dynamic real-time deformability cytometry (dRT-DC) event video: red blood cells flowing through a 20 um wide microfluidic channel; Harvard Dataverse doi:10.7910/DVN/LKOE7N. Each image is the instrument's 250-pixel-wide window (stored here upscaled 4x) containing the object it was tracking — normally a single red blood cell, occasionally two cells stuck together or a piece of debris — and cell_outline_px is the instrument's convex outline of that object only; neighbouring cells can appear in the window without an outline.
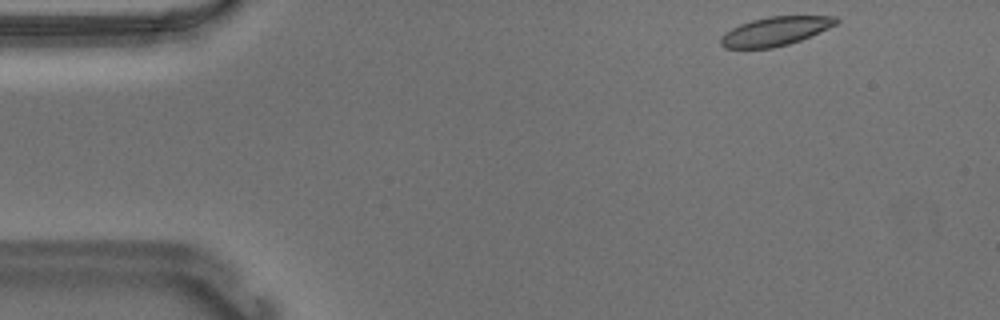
{"species": "Egyptian fruit bat (a non-hibernating species)", "species_latin": "Rousettus aegyptiacus", "temperature_condition": "warm", "stored_images_in_passage": 50, "camera_frame_rate_fps": 3000, "um_per_image_px": 0.085, "animal": {"sex": "male"}, "frame": {"image": 1, "passage_image": 1, "time_ms": 0.0, "image_size_px": [1000, 320], "cell_outline_px": [[840, 20], [836, 24], [828, 28], [800, 40], [788, 44], [772, 48], [724, 48], [720, 44], [720, 36], [724, 32], [740, 24], [752, 20], [768, 16], [836, 16]], "centroid_in_image_um": [65.87, 2.65], "position_along_channel_um": 19.1, "area_um2": 19.36}}
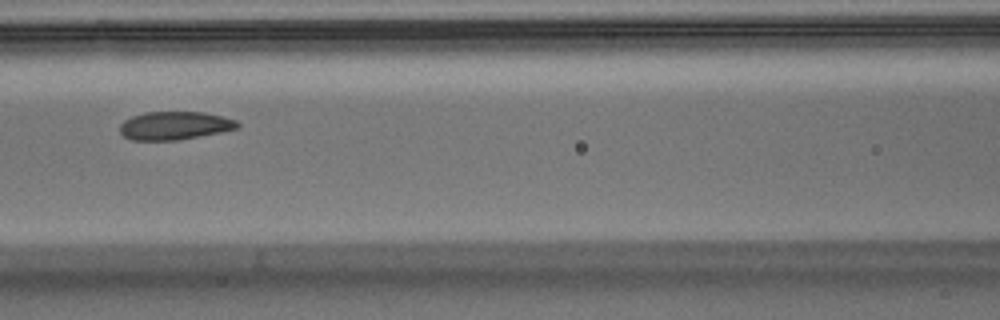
{"frame": {"image": 2, "passage_image": 19, "time_ms": 6.0, "image_size_px": [1000, 320], "cell_outline_px": [[240, 128], [220, 132], [176, 140], [132, 140], [124, 136], [120, 132], [120, 124], [124, 120], [132, 116], [144, 112], [204, 112], [236, 120], [240, 124]], "centroid_in_image_um": [14.84, 10.67], "position_along_channel_um": 151.8, "area_um2": 19.25}}
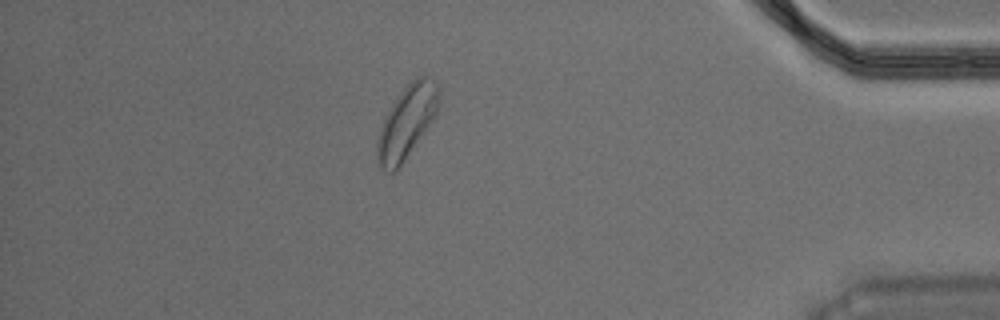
{"frame": {"image": 3, "passage_image": 43, "time_ms": 14.0, "image_size_px": [1000, 320], "cell_outline_px": [[440, 104], [432, 120], [396, 172], [388, 172], [380, 168], [376, 164], [376, 140], [380, 128], [392, 104], [400, 92], [416, 76], [424, 72], [440, 84]], "centroid_in_image_um": [34.58, 10.33], "position_along_channel_um": 400.6, "area_um2": 26.41}, "authors_computed_cell_mechanics": {"area_um2": 20.4901, "velocity_mm_per_s": 3.6366, "shape_relaxation_time_tau1_ms": 2.5469, "shape_relaxation_time_tau2_ms": 3.7171, "deformation_change_tau1": 0.1079, "deformation_change_tau2": 0.0874}}